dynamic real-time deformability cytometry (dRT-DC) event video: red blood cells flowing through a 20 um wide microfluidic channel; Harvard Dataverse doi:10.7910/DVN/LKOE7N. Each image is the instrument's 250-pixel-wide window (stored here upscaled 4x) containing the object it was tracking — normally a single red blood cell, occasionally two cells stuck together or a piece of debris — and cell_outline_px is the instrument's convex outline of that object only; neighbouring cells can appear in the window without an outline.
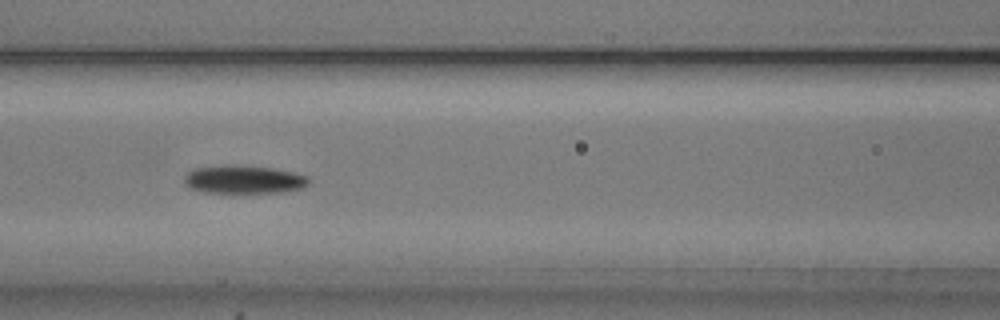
{"species": "common noctule bat (a hibernating species)", "species_latin": "Nyctalus noctula", "temperature_condition": "cold", "stored_images_in_passage": 41, "camera_frame_rate_fps": 3000, "um_per_image_px": 0.085, "animal": {"sex": "male", "body_mass_g": 20.5, "forearm_length_mm": 52.5}, "frame": {"image": 1, "passage_image": 11, "time_ms": 3.333, "image_size_px": [1000, 320], "cell_outline_px": [[312, 180], [308, 184], [300, 188], [284, 192], [204, 192], [188, 188], [184, 184], [184, 176], [188, 172], [196, 168], [272, 168], [292, 172], [308, 176]], "centroid_in_image_um": [20.76, 15.31], "position_along_channel_um": 145.8, "area_um2": 19.36}}
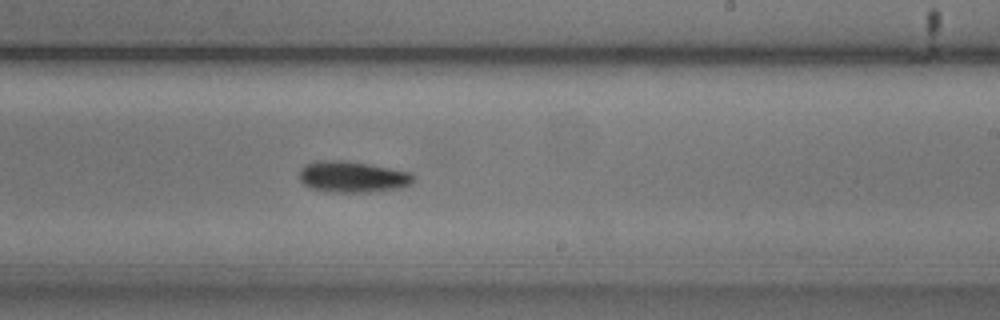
{"frame": {"image": 2, "passage_image": 20, "time_ms": 6.333, "image_size_px": [1000, 320], "cell_outline_px": [[412, 180], [408, 184], [400, 188], [368, 192], [332, 192], [312, 188], [304, 184], [300, 180], [300, 168], [304, 164], [316, 160], [340, 160], [368, 164], [408, 172], [412, 176]], "centroid_in_image_um": [29.88, 15.02], "position_along_channel_um": 259.1, "area_um2": 20.4}}
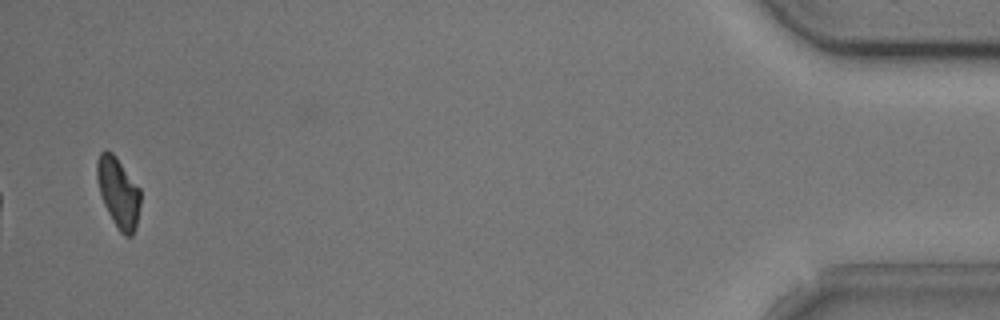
{"frame": {"image": 3, "passage_image": 40, "time_ms": 13.0, "image_size_px": [1000, 320], "cell_outline_px": [[140, 204], [136, 228], [132, 236], [124, 236], [120, 232], [112, 220], [104, 204], [100, 192], [96, 176], [96, 160], [100, 152], [104, 148], [112, 152], [116, 156], [140, 188]], "centroid_in_image_um": [10.05, 16.34], "position_along_channel_um": 425.1, "area_um2": 17.92}, "authors_computed_cell_mechanics": {"area_um2": 19.363, "velocity_mm_per_s": 3.7757, "shape_relaxation_time_tau1_ms": 5.2821, "shape_relaxation_time_tau2_ms": null, "deformation_change_tau1": 0.1815, "deformation_change_tau2": null}}